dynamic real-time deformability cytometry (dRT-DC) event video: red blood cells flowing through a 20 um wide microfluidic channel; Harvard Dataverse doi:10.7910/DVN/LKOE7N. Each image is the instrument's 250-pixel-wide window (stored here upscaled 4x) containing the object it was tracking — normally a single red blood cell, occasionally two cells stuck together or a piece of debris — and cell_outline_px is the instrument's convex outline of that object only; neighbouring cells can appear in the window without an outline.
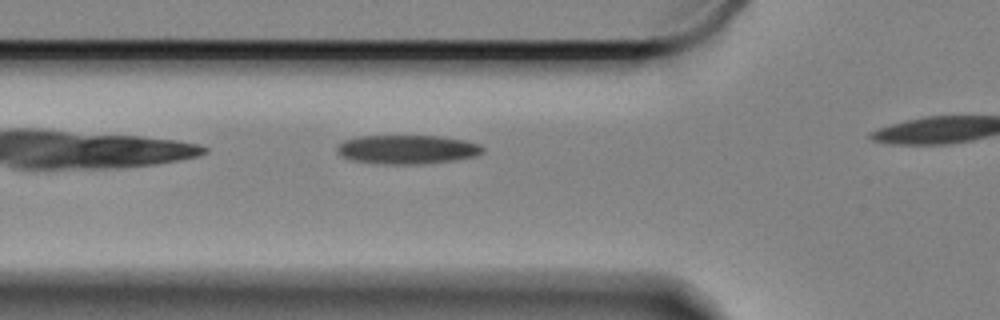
{"species": "Egyptian fruit bat (a non-hibernating species)", "species_latin": "Rousettus aegyptiacus", "temperature_condition": "cold", "stored_images_in_passage": 13, "camera_frame_rate_fps": 3000, "um_per_image_px": 0.085, "animal": {"sex": "female"}, "frame": {"image": 1, "passage_image": 4, "time_ms": 1.0, "image_size_px": [1000, 320], "cell_outline_px": [[484, 152], [476, 156], [456, 160], [416, 164], [384, 164], [352, 160], [340, 156], [336, 152], [336, 148], [344, 140], [356, 136], [440, 136], [468, 140], [480, 144], [484, 148]], "centroid_in_image_um": [34.63, 12.7], "position_along_channel_um": 91.2, "area_um2": 24.8}}
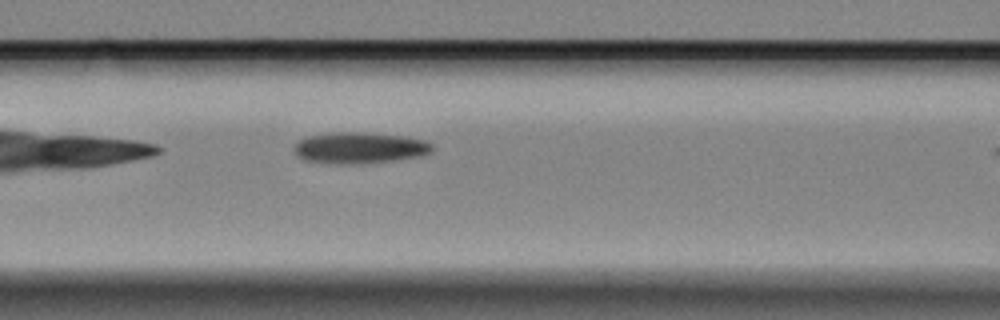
{"frame": {"image": 2, "passage_image": 8, "time_ms": 2.333, "image_size_px": [1000, 320], "cell_outline_px": [[432, 148], [428, 152], [416, 156], [392, 160], [352, 164], [304, 160], [292, 148], [296, 140], [304, 136], [332, 132], [364, 132], [408, 136], [424, 140], [432, 144]], "centroid_in_image_um": [30.5, 12.53], "position_along_channel_um": 136.1, "area_um2": 24.91}}